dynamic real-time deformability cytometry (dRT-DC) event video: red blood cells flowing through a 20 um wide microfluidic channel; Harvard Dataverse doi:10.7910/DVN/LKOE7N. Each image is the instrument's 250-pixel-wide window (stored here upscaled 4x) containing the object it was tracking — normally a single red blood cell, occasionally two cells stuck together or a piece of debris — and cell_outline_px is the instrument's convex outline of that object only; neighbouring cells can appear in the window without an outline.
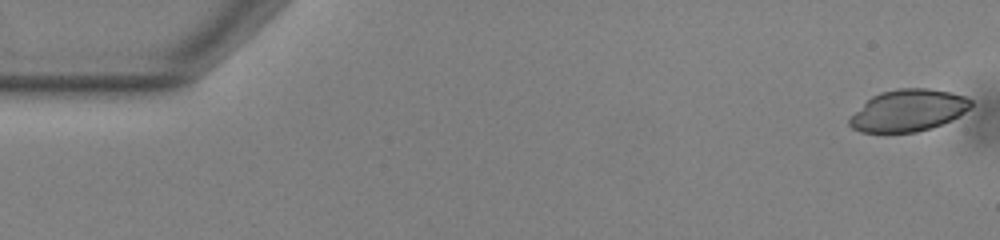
{"species": "common noctule bat (a hibernating species)", "species_latin": "Nyctalus noctula", "temperature_condition": "warm", "stored_images_in_passage": 40, "camera_frame_rate_fps": 3000, "um_per_image_px": 0.085, "animal": {"sex": "male", "body_mass_g": 13.0, "forearm_length_mm": 53.1}, "frame": {"image": 1, "passage_image": 1, "time_ms": 0.0, "image_size_px": [1000, 240], "cell_outline_px": [[972, 104], [964, 112], [952, 120], [932, 128], [916, 132], [860, 132], [852, 128], [848, 124], [848, 120], [872, 96], [880, 92], [896, 88], [928, 88], [948, 92], [964, 96], [972, 100]], "centroid_in_image_um": [77.21, 9.39], "position_along_channel_um": 7.8, "area_um2": 29.36}}
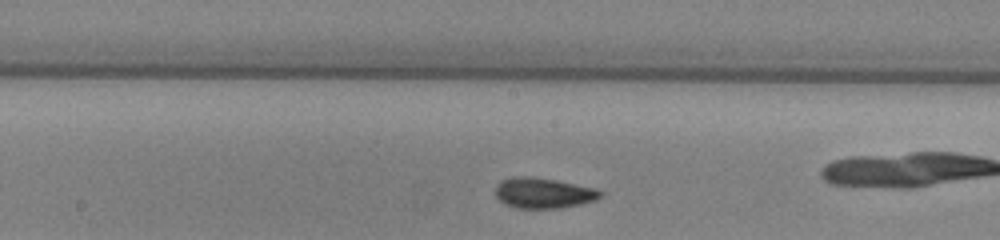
{"frame": {"image": 2, "passage_image": 25, "time_ms": 8.0, "image_size_px": [1000, 240], "cell_outline_px": [[604, 196], [596, 200], [580, 204], [560, 208], [516, 208], [504, 204], [496, 196], [496, 184], [500, 180], [512, 176], [528, 176], [556, 180], [600, 188], [604, 192]], "centroid_in_image_um": [46.24, 16.39], "position_along_channel_um": 202.0, "area_um2": 19.07}}
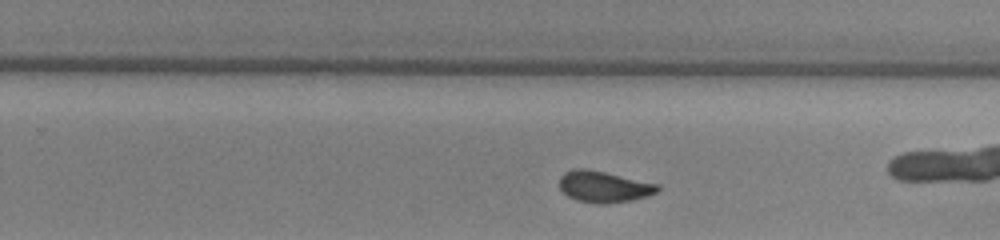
{"frame": {"image": 3, "passage_image": 31, "time_ms": 10.0, "image_size_px": [1000, 240], "cell_outline_px": [[660, 192], [648, 196], [632, 200], [604, 204], [596, 204], [576, 200], [568, 196], [560, 188], [560, 176], [564, 172], [572, 168], [588, 168], [660, 184]], "centroid_in_image_um": [51.35, 15.86], "position_along_channel_um": 278.4, "area_um2": 18.26}}